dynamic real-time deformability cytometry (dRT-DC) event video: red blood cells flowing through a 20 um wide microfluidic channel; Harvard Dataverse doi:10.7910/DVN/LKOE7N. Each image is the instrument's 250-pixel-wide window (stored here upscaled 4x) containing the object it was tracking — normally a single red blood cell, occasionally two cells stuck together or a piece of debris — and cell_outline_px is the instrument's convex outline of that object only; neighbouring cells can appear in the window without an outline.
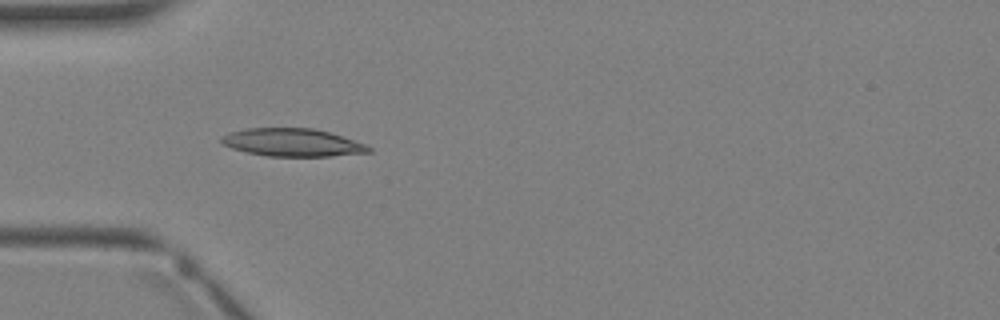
{"species": "Egyptian fruit bat (a non-hibernating species)", "species_latin": "Rousettus aegyptiacus", "temperature_condition": "warm", "stored_images_in_passage": 3, "camera_frame_rate_fps": 3000, "um_per_image_px": 0.085, "animal": {"sex": "female"}, "frame": {"image": 1, "passage_image": 2, "time_ms": 1.333, "image_size_px": [1000, 320], "cell_outline_px": [[372, 152], [328, 156], [268, 156], [248, 152], [232, 148], [224, 144], [220, 140], [220, 136], [232, 132], [248, 128], [312, 128], [328, 132], [364, 144], [372, 148]], "centroid_in_image_um": [24.84, 12.11], "position_along_channel_um": 60.2, "area_um2": 23.52}}
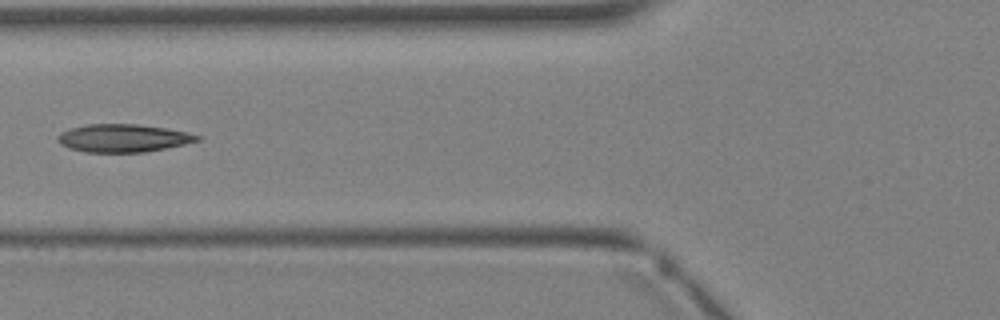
{"frame": {"image": 2, "passage_image": 3, "time_ms": 2.333, "image_size_px": [1000, 320], "cell_outline_px": [[200, 140], [184, 144], [144, 152], [84, 152], [60, 144], [56, 140], [56, 136], [60, 132], [68, 128], [88, 124], [140, 124], [188, 132], [200, 136]], "centroid_in_image_um": [10.42, 11.73], "position_along_channel_um": 115.4, "area_um2": 22.66}}